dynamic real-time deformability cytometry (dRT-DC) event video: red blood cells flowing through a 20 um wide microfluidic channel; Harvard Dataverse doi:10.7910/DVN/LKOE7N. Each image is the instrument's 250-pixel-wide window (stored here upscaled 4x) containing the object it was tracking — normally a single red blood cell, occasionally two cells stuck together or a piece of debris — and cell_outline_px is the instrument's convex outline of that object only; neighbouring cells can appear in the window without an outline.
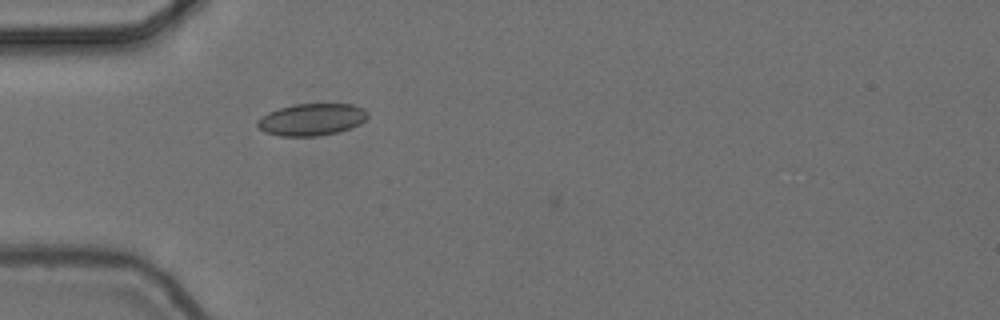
{"species": "common noctule bat (a hibernating species)", "species_latin": "Nyctalus noctula", "temperature_condition": "cold", "stored_images_in_passage": 4, "camera_frame_rate_fps": 3000, "um_per_image_px": 0.085, "animal": {"sex": "female", "body_mass_g": 24.6, "forearm_length_mm": 56.2}, "frame": {"image": 1, "passage_image": 4, "time_ms": 1.0, "image_size_px": [1000, 320], "cell_outline_px": [[368, 116], [360, 124], [336, 132], [316, 136], [280, 136], [264, 132], [256, 124], [256, 120], [268, 112], [292, 104], [352, 104], [364, 108], [368, 112]], "centroid_in_image_um": [26.47, 10.15], "position_along_channel_um": 58.5, "area_um2": 20.52}}